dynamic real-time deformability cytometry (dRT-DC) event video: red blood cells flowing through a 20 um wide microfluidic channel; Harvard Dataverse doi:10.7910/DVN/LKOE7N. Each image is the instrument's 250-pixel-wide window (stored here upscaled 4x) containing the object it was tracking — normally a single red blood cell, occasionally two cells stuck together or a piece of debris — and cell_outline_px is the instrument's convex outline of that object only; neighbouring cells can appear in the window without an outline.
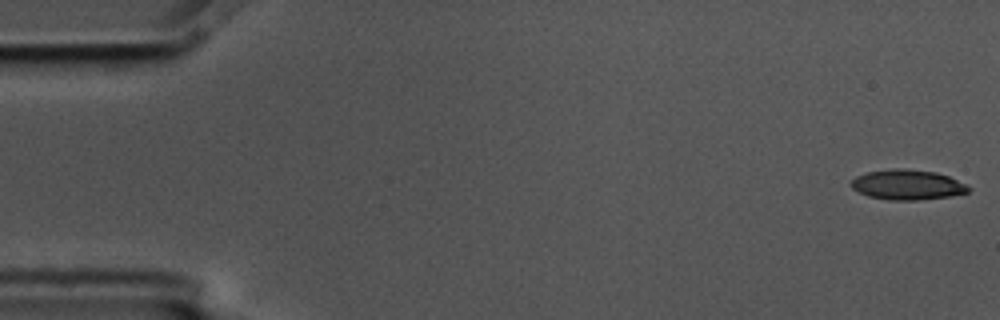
{"species": "common noctule bat (a hibernating species)", "species_latin": "Nyctalus noctula", "temperature_condition": "cold", "stored_images_in_passage": 5, "camera_frame_rate_fps": 3000, "um_per_image_px": 0.085, "animal": {"sex": "male", "body_mass_g": 17.5, "forearm_length_mm": 52.3}, "frame": {"image": 1, "passage_image": 1, "time_ms": 0.0, "image_size_px": [1000, 320], "cell_outline_px": [[972, 188], [968, 192], [948, 196], [920, 200], [888, 200], [868, 196], [852, 188], [848, 184], [856, 176], [868, 172], [896, 168], [900, 168], [936, 172], [948, 176], [968, 184]], "centroid_in_image_um": [77.14, 15.7], "position_along_channel_um": 7.9, "area_um2": 20.58}}
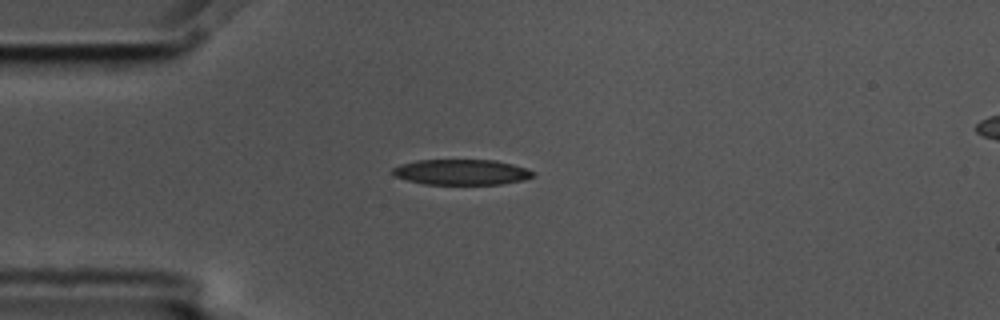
{"frame": {"image": 2, "passage_image": 5, "time_ms": 1.333, "image_size_px": [1000, 320], "cell_outline_px": [[536, 176], [524, 180], [500, 184], [424, 184], [408, 180], [396, 176], [392, 172], [392, 168], [400, 164], [416, 160], [496, 160], [512, 164], [536, 172]], "centroid_in_image_um": [39.25, 14.63], "position_along_channel_um": 45.8, "area_um2": 20.87}}